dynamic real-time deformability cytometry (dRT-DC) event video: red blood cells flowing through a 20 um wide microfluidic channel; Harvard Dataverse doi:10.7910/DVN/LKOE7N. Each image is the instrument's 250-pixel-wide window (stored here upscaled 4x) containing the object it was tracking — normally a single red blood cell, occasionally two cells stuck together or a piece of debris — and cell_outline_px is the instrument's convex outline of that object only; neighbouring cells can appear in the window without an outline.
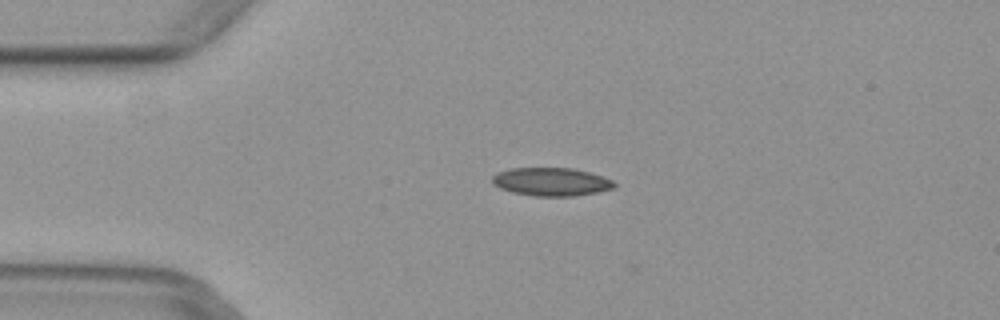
{"species": "common noctule bat (a hibernating species)", "species_latin": "Nyctalus noctula", "temperature_condition": "warm", "stored_images_in_passage": 8, "camera_frame_rate_fps": 3000, "um_per_image_px": 0.085, "animal": {"sex": "female", "body_mass_g": 29.2, "forearm_length_mm": 56.3}, "frame": {"image": 1, "passage_image": 4, "time_ms": 1.0, "image_size_px": [1000, 320], "cell_outline_px": [[616, 188], [596, 192], [572, 196], [536, 196], [512, 192], [500, 188], [492, 184], [492, 176], [500, 172], [512, 168], [572, 168], [604, 176], [612, 180], [616, 184]], "centroid_in_image_um": [46.88, 15.45], "position_along_channel_um": 38.1, "area_um2": 20.0}}
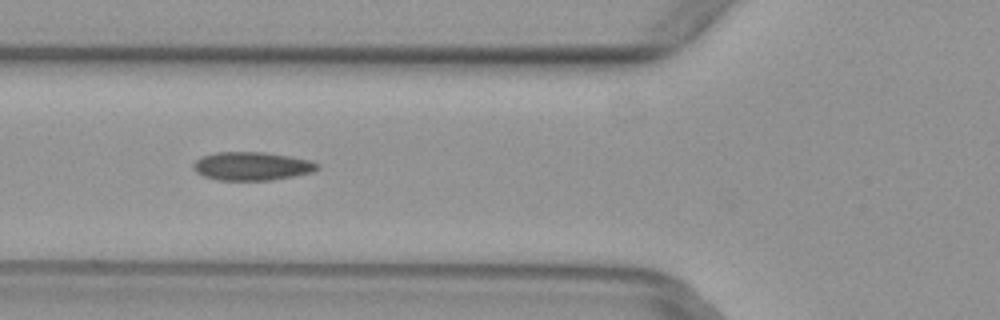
{"frame": {"image": 2, "passage_image": 6, "time_ms": 1.667, "image_size_px": [1000, 320], "cell_outline_px": [[320, 168], [312, 172], [272, 180], [216, 180], [204, 176], [196, 172], [192, 168], [192, 164], [196, 160], [204, 156], [216, 152], [264, 152], [292, 156], [312, 160], [320, 164]], "centroid_in_image_um": [21.44, 14.12], "position_along_channel_um": 104.4, "area_um2": 20.69}}
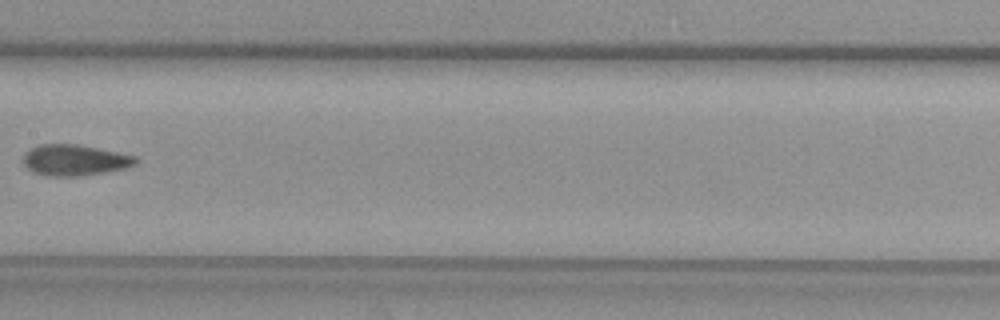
{"frame": {"image": 3, "passage_image": 8, "time_ms": 2.333, "image_size_px": [1000, 320], "cell_outline_px": [[140, 160], [136, 164], [124, 168], [104, 172], [80, 176], [48, 176], [32, 172], [24, 164], [24, 152], [40, 144], [76, 144], [136, 156]], "centroid_in_image_um": [6.34, 13.61], "position_along_channel_um": 201.1, "area_um2": 20.17}}